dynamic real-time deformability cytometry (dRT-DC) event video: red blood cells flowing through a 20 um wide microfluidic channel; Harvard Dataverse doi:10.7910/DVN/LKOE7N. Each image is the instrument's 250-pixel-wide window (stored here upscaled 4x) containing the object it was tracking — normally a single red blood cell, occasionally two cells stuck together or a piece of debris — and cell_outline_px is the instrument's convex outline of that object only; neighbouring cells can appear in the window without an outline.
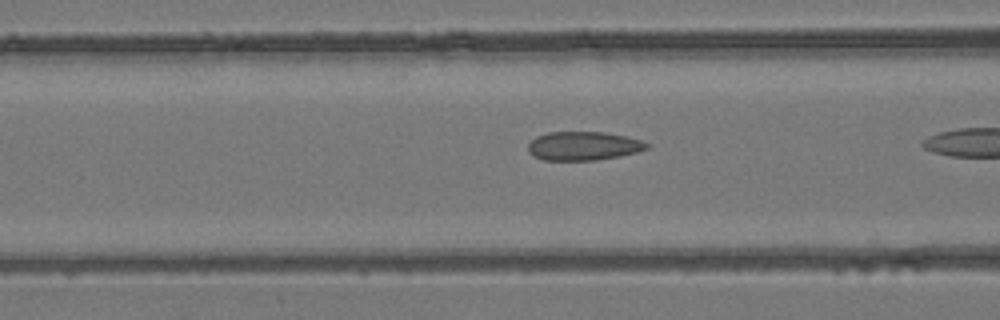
{"species": "common noctule bat (a hibernating species)", "species_latin": "Nyctalus noctula", "temperature_condition": "room temperature", "stored_images_in_passage": 18, "camera_frame_rate_fps": 3000, "um_per_image_px": 0.085, "animal": {"sex": "female", "body_mass_g": 24.6, "forearm_length_mm": 56.2}, "frame": {"image": 1, "passage_image": 16, "time_ms": 5.0, "image_size_px": [1000, 320], "cell_outline_px": [[652, 144], [648, 148], [636, 152], [620, 156], [596, 160], [544, 160], [528, 152], [528, 144], [536, 136], [548, 132], [604, 132], [624, 136], [640, 140]], "centroid_in_image_um": [49.6, 12.4], "position_along_channel_um": 117.0, "area_um2": 19.83}}